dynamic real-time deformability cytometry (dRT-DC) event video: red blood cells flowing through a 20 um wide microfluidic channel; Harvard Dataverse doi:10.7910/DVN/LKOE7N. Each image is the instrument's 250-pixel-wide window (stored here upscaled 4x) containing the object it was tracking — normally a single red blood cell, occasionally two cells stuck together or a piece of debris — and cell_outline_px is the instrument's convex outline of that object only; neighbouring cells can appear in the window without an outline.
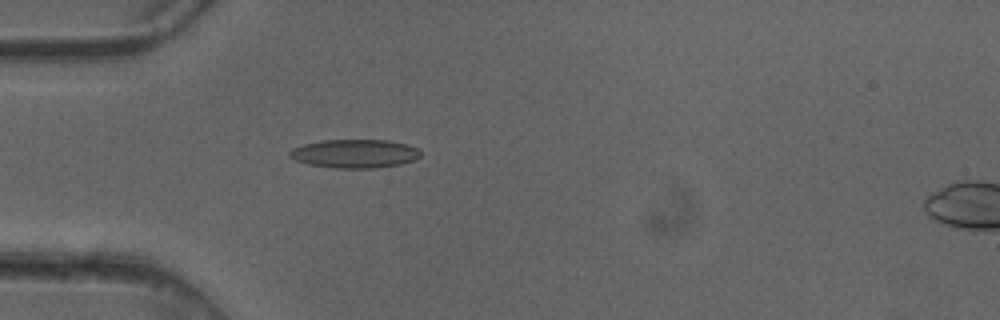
{"species": "common noctule bat (a hibernating species)", "species_latin": "Nyctalus noctula", "temperature_condition": "cold", "stored_images_in_passage": 4, "camera_frame_rate_fps": 3000, "um_per_image_px": 0.085, "animal": {"sex": "female"}, "frame": {"image": 1, "passage_image": 4, "time_ms": 1.0, "image_size_px": [1000, 320], "cell_outline_px": [[420, 156], [416, 160], [400, 164], [376, 168], [332, 168], [308, 164], [296, 160], [288, 156], [288, 152], [292, 148], [304, 144], [324, 140], [388, 140], [408, 144], [420, 148]], "centroid_in_image_um": [30.18, 13.06], "position_along_channel_um": 54.8, "area_um2": 22.02}}